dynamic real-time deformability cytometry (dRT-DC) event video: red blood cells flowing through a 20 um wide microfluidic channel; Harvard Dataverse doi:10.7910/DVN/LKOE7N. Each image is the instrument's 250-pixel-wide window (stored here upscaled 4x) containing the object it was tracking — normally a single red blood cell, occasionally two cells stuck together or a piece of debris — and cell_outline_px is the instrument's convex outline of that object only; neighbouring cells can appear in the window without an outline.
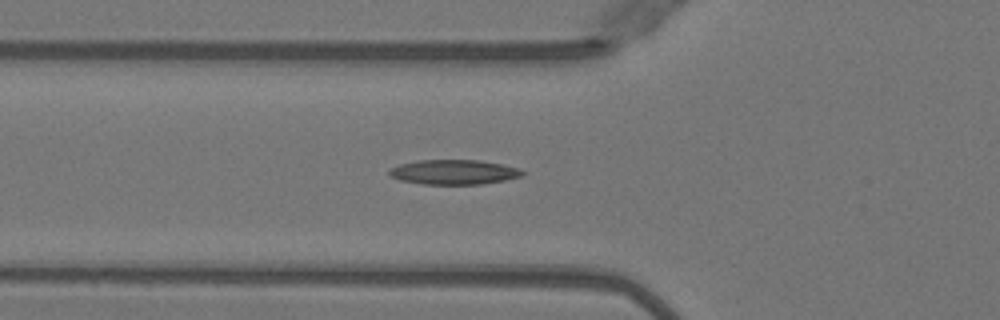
{"species": "Egyptian fruit bat (a non-hibernating species)", "species_latin": "Rousettus aegyptiacus", "temperature_condition": "warm", "stored_images_in_passage": 35, "camera_frame_rate_fps": 3000, "um_per_image_px": 0.085, "animal": {"sex": "female"}, "frame": {"image": 1, "passage_image": 2, "time_ms": 0.333, "image_size_px": [1000, 320], "cell_outline_px": [[524, 172], [520, 176], [504, 180], [480, 184], [420, 184], [400, 180], [392, 176], [388, 172], [392, 168], [400, 164], [420, 160], [476, 160], [504, 164], [520, 168]], "centroid_in_image_um": [38.59, 14.62], "position_along_channel_um": 87.2, "area_um2": 19.02}}
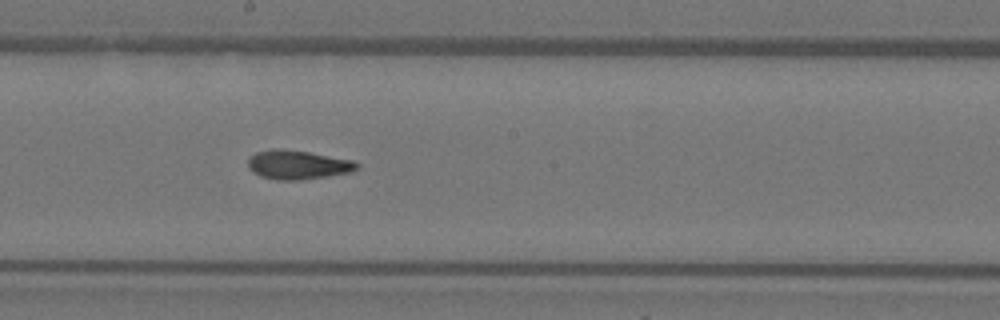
{"frame": {"image": 2, "passage_image": 12, "time_ms": 3.667, "image_size_px": [1000, 320], "cell_outline_px": [[360, 168], [352, 172], [300, 180], [276, 180], [260, 176], [252, 172], [248, 168], [248, 156], [256, 152], [272, 148], [280, 148], [308, 152], [352, 160], [360, 164]], "centroid_in_image_um": [25.28, 14.0], "position_along_channel_um": 222.9, "area_um2": 18.61}}
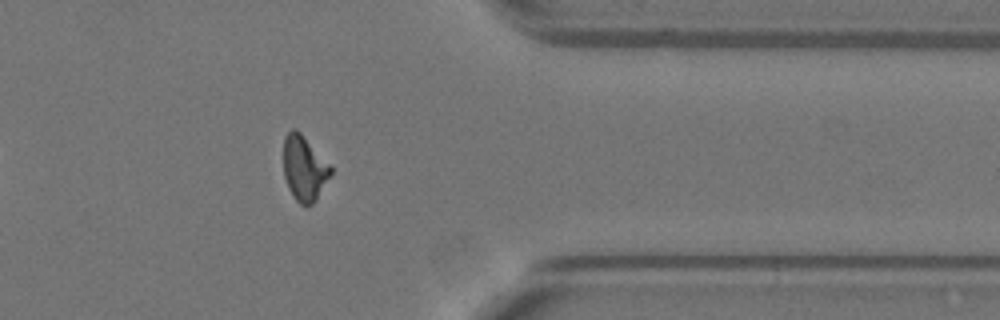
{"frame": {"image": 3, "passage_image": 25, "time_ms": 8.0, "image_size_px": [1000, 320], "cell_outline_px": [[332, 172], [316, 200], [312, 204], [300, 204], [292, 196], [288, 188], [284, 176], [284, 136], [292, 128], [296, 128], [332, 164]], "centroid_in_image_um": [25.87, 14.27], "position_along_channel_um": 385.5, "area_um2": 18.09}}